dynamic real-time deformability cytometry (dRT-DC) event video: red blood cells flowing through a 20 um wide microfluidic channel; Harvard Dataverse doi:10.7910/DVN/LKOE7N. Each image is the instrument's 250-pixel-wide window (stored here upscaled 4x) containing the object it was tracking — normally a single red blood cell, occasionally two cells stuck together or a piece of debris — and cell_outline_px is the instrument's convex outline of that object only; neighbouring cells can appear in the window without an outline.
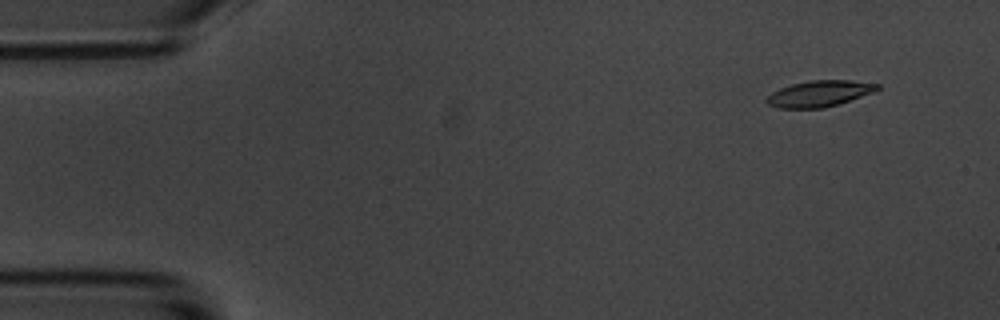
{"species": "common noctule bat (a hibernating species)", "species_latin": "Nyctalus noctula", "temperature_condition": "room temperature", "stored_images_in_passage": 4, "camera_frame_rate_fps": 3000, "um_per_image_px": 0.085, "animal": {"sex": "male", "body_mass_g": 20.1, "forearm_length_mm": 53.5}, "frame": {"image": 1, "passage_image": 1, "time_ms": 0.0, "image_size_px": [1000, 320], "cell_outline_px": [[880, 88], [872, 92], [840, 104], [824, 108], [780, 108], [768, 104], [764, 100], [772, 92], [780, 88], [792, 84], [812, 80], [852, 80], [880, 84]], "centroid_in_image_um": [69.65, 7.96], "position_along_channel_um": 15.4, "area_um2": 16.82}}
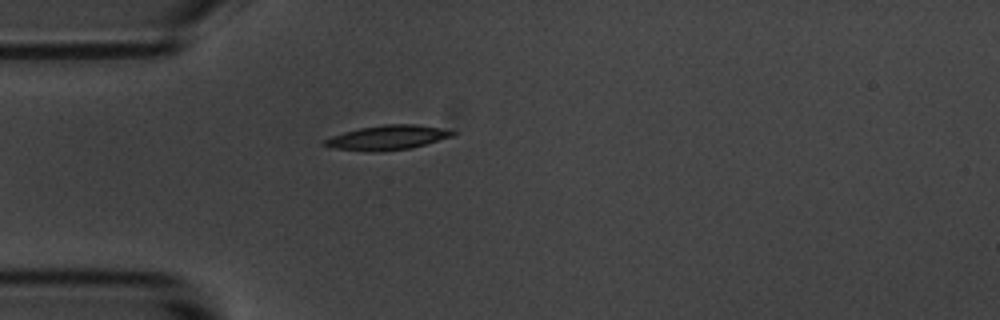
{"frame": {"image": 2, "passage_image": 4, "time_ms": 3.667, "image_size_px": [1000, 320], "cell_outline_px": [[456, 132], [452, 136], [412, 148], [384, 152], [372, 152], [332, 148], [324, 144], [324, 140], [332, 136], [344, 132], [360, 128], [384, 124], [416, 124], [440, 128]], "centroid_in_image_um": [32.92, 11.7], "position_along_channel_um": 52.1, "area_um2": 18.21}}